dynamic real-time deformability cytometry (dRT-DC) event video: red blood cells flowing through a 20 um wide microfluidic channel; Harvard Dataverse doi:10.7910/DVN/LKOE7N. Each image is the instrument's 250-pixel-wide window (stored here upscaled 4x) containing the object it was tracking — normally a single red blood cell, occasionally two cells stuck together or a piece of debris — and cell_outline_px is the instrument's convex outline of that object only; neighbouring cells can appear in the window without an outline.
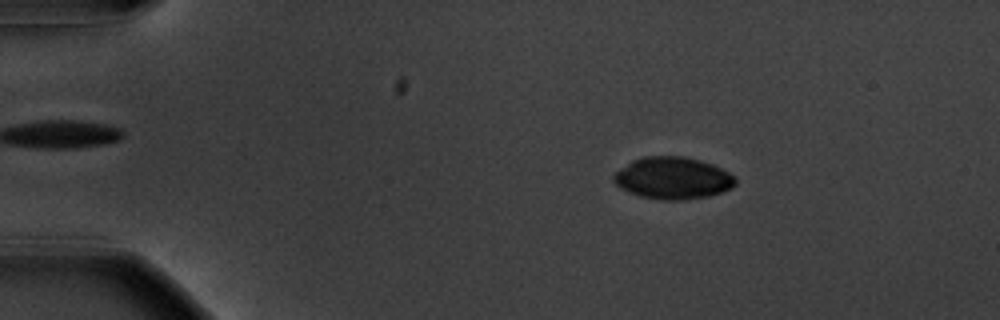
{"species": "common noctule bat (a hibernating species)", "species_latin": "Nyctalus noctula", "temperature_condition": "warm", "stored_images_in_passage": 56, "camera_frame_rate_fps": 3000, "um_per_image_px": 0.085, "animal": {"sex": "male", "body_mass_g": 20.1, "forearm_length_mm": 53.5}, "frame": {"image": 1, "passage_image": 10, "time_ms": 3.0, "image_size_px": [1000, 320], "cell_outline_px": [[736, 184], [732, 188], [708, 196], [684, 200], [660, 200], [640, 196], [628, 192], [620, 188], [612, 180], [612, 176], [616, 172], [632, 160], [644, 156], [684, 156], [700, 160], [712, 164], [736, 176]], "centroid_in_image_um": [57.18, 15.14], "position_along_channel_um": 27.8, "area_um2": 29.94}}
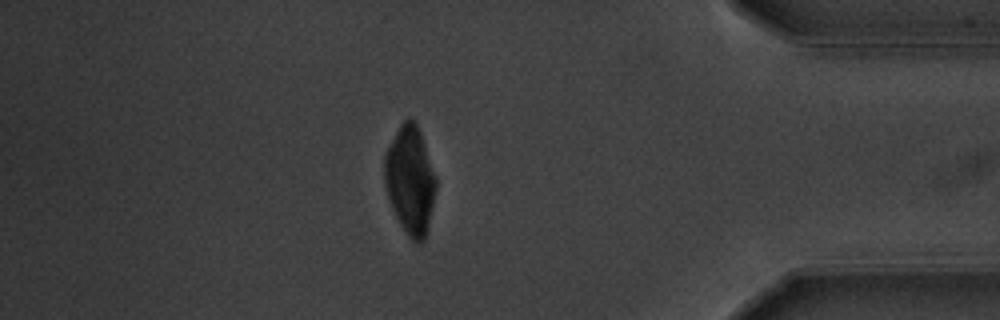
{"frame": {"image": 2, "passage_image": 49, "time_ms": 16.0, "image_size_px": [1000, 320], "cell_outline_px": [[436, 188], [428, 228], [424, 240], [420, 244], [416, 244], [408, 236], [400, 224], [392, 208], [388, 196], [384, 180], [384, 152], [400, 124], [408, 116], [416, 120], [436, 176]], "centroid_in_image_um": [34.86, 15.28], "position_along_channel_um": 400.3, "area_um2": 32.66}}